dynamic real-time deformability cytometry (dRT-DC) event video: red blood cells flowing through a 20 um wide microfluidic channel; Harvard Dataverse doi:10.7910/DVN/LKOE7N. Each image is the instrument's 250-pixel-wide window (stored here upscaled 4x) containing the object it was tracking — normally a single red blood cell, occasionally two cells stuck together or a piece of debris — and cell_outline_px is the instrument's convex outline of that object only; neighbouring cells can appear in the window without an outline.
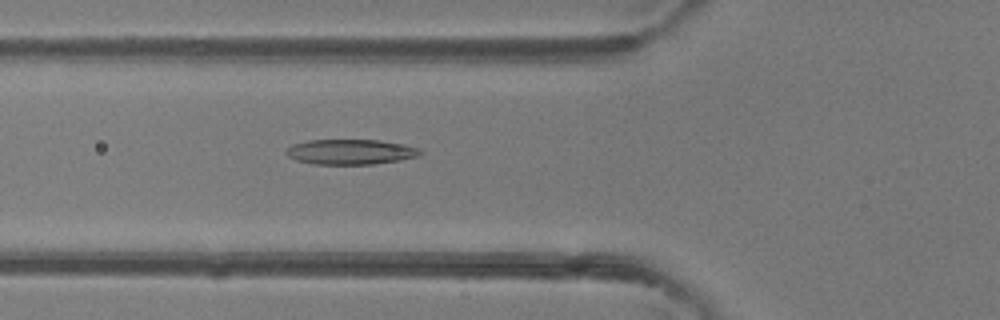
{"species": "common noctule bat (a hibernating species)", "species_latin": "Nyctalus noctula", "temperature_condition": "room temperature", "stored_images_in_passage": 35, "camera_frame_rate_fps": 3000, "um_per_image_px": 0.085, "animal": {"sex": "female"}, "frame": {"image": 1, "passage_image": 5, "time_ms": 1.333, "image_size_px": [1000, 320], "cell_outline_px": [[424, 152], [420, 156], [400, 160], [372, 164], [312, 164], [296, 160], [288, 156], [284, 152], [292, 144], [308, 140], [380, 140], [404, 144], [420, 148]], "centroid_in_image_um": [29.83, 12.9], "position_along_channel_um": 96.0, "area_um2": 19.83}}
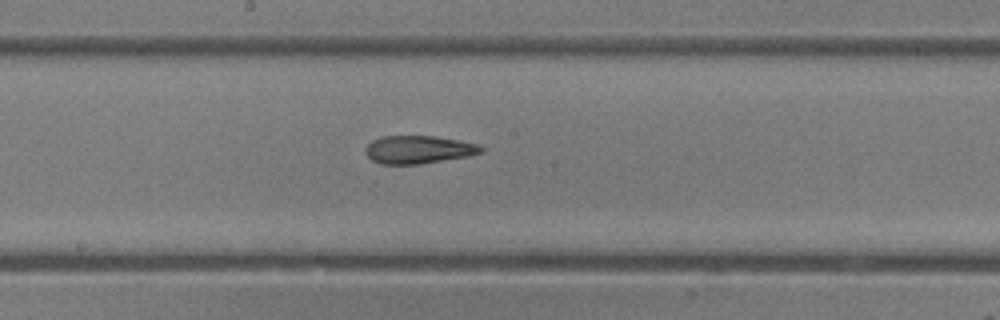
{"frame": {"image": 2, "passage_image": 13, "time_ms": 4.0, "image_size_px": [1000, 320], "cell_outline_px": [[484, 152], [468, 156], [420, 164], [380, 164], [372, 160], [364, 152], [364, 148], [372, 140], [380, 136], [436, 136], [480, 144], [484, 148]], "centroid_in_image_um": [35.57, 12.71], "position_along_channel_um": 212.6, "area_um2": 19.02}}
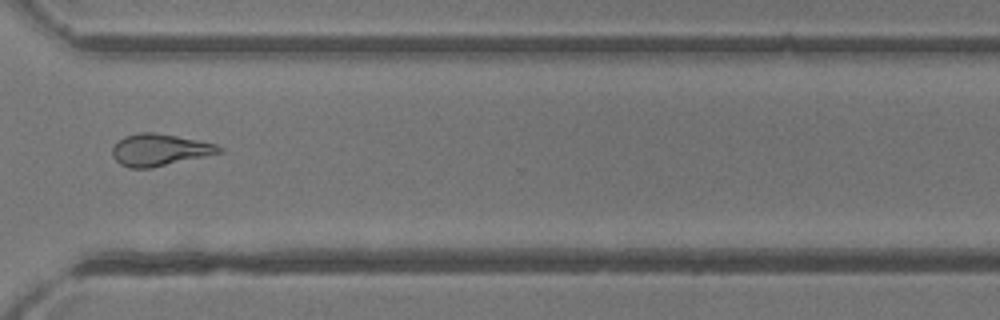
{"frame": {"image": 3, "passage_image": 23, "time_ms": 7.333, "image_size_px": [1000, 320], "cell_outline_px": [[224, 152], [152, 168], [128, 168], [120, 164], [112, 156], [112, 148], [124, 136], [140, 132], [152, 132], [176, 136], [216, 144], [224, 148]], "centroid_in_image_um": [13.57, 12.75], "position_along_channel_um": 357.0, "area_um2": 19.83}, "authors_computed_cell_mechanics": {"area_um2": 19.5364, "velocity_mm_per_s": 4.3425, "shape_relaxation_time_tau1_ms": 8.1641, "shape_relaxation_time_tau2_ms": 2.4237, "deformation_change_tau1": 0.2392, "deformation_change_tau2": 0.1202}}